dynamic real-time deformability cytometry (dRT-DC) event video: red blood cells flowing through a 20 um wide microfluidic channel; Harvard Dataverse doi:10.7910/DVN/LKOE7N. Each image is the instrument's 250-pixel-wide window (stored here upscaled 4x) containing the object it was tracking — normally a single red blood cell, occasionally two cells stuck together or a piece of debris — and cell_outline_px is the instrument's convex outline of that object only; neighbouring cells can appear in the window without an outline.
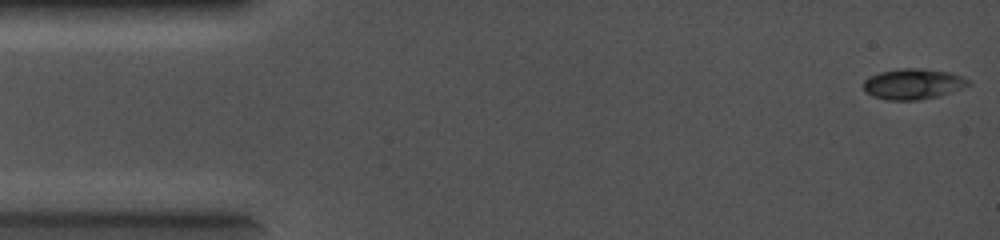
{"species": "common noctule bat (a hibernating species)", "species_latin": "Nyctalus noctula", "temperature_condition": "cold", "stored_images_in_passage": 66, "camera_frame_rate_fps": 5000, "um_per_image_px": 0.085, "animal": {"sex": "female", "body_mass_g": 19.0, "forearm_length_mm": 56.7}, "frame": {"image": 1, "passage_image": 1, "time_ms": 0.0, "image_size_px": [1000, 240], "cell_outline_px": [[972, 84], [936, 96], [916, 100], [888, 100], [872, 96], [864, 92], [864, 80], [868, 76], [880, 72], [900, 68], [920, 68], [948, 72], [972, 80]], "centroid_in_image_um": [77.57, 7.13], "position_along_channel_um": 7.4, "area_um2": 18.61}}
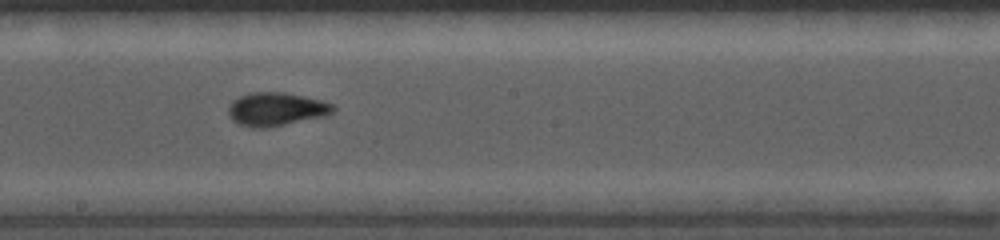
{"frame": {"image": 2, "passage_image": 36, "time_ms": 7.0, "image_size_px": [1000, 240], "cell_outline_px": [[336, 108], [332, 112], [324, 116], [264, 128], [252, 128], [240, 124], [232, 120], [228, 116], [228, 108], [232, 100], [240, 96], [252, 92], [284, 92], [324, 100], [332, 104]], "centroid_in_image_um": [23.45, 9.27], "position_along_channel_um": 224.7, "area_um2": 20.35}}
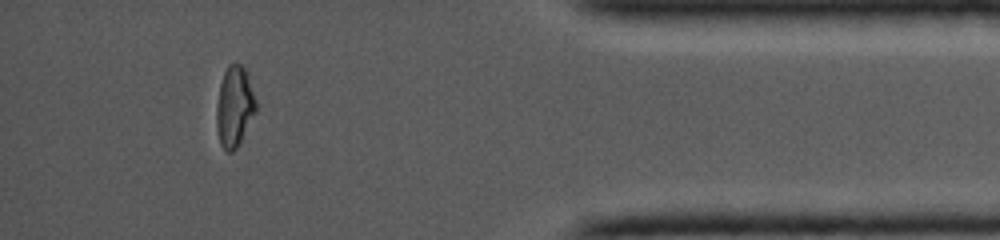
{"frame": {"image": 3, "passage_image": 59, "time_ms": 11.6, "image_size_px": [1000, 240], "cell_outline_px": [[256, 112], [236, 148], [232, 152], [228, 152], [220, 144], [216, 128], [216, 108], [220, 84], [224, 72], [228, 64], [240, 64], [244, 68], [256, 100]], "centroid_in_image_um": [19.91, 9.07], "position_along_channel_um": 415.3, "area_um2": 18.26}}